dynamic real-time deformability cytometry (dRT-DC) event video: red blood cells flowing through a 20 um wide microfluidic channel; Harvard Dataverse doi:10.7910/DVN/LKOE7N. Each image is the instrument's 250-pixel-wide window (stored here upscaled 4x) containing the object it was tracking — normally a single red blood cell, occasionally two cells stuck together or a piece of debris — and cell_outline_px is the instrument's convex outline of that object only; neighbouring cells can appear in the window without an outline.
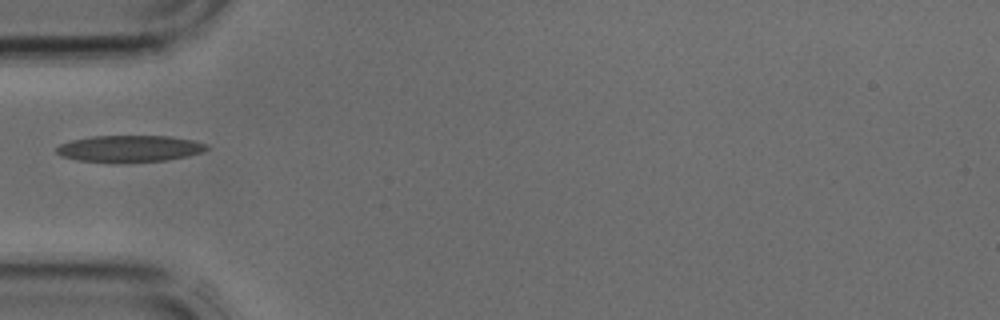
{"species": "common noctule bat (a hibernating species)", "species_latin": "Nyctalus noctula", "temperature_condition": "cold", "stored_images_in_passage": 1, "camera_frame_rate_fps": 3000, "um_per_image_px": 0.085, "animal": {"sex": "male", "body_mass_g": 17.9, "forearm_length_mm": 54.2}, "frame": {"image": 1, "passage_image": 1, "time_ms": 0.0, "image_size_px": [1000, 320], "cell_outline_px": [[208, 148], [200, 152], [188, 156], [164, 160], [120, 164], [112, 164], [76, 160], [60, 156], [56, 152], [56, 148], [60, 144], [72, 140], [92, 136], [168, 136], [192, 140], [208, 144]], "centroid_in_image_um": [10.95, 12.66], "position_along_channel_um": 74.1, "area_um2": 23.76}}